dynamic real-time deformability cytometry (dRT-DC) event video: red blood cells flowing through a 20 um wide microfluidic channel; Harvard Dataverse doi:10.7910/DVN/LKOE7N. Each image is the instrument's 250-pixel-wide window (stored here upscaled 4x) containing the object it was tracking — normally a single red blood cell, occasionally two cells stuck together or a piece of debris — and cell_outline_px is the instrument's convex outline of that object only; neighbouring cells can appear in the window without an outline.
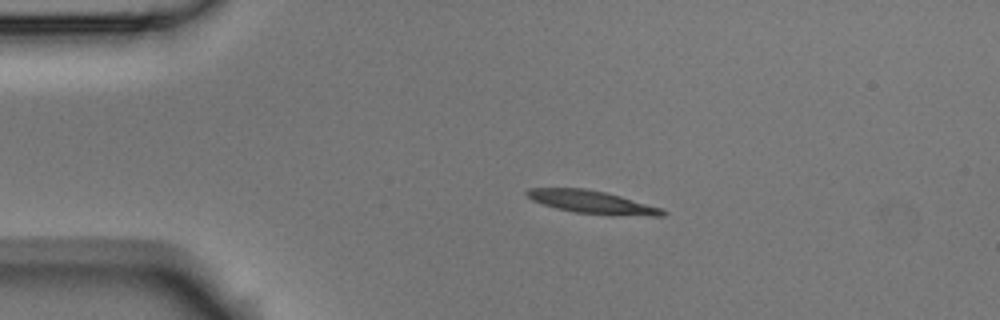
{"species": "Egyptian fruit bat (a non-hibernating species)", "species_latin": "Rousettus aegyptiacus", "temperature_condition": "room temperature", "stored_images_in_passage": 3, "camera_frame_rate_fps": 3000, "um_per_image_px": 0.085, "animal": {"sex": "male"}, "frame": {"image": 1, "passage_image": 2, "time_ms": 0.333, "image_size_px": [1000, 320], "cell_outline_px": [[668, 212], [664, 216], [648, 216], [572, 212], [556, 208], [532, 200], [524, 192], [528, 188], [584, 188], [604, 192], [620, 196], [660, 208]], "centroid_in_image_um": [50.29, 17.17], "position_along_channel_um": 34.7, "area_um2": 17.69}}